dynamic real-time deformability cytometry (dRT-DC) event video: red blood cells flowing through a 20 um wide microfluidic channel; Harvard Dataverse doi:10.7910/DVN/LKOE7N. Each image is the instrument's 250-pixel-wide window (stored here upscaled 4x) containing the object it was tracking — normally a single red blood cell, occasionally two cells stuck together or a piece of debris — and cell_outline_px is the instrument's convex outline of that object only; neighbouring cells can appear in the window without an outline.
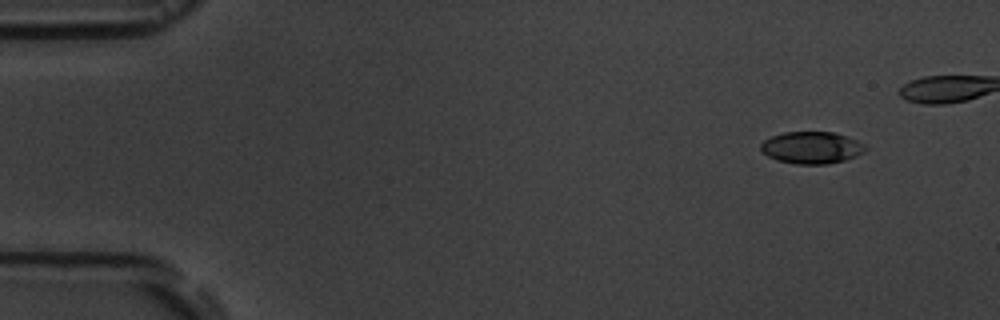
{"species": "common noctule bat (a hibernating species)", "species_latin": "Nyctalus noctula", "temperature_condition": "room temperature", "stored_images_in_passage": 8, "camera_frame_rate_fps": 3000, "um_per_image_px": 0.085, "animal": {"sex": "male", "body_mass_g": 19.5, "forearm_length_mm": 54.6}, "frame": {"image": 1, "passage_image": 2, "time_ms": 1.333, "image_size_px": [1000, 320], "cell_outline_px": [[868, 148], [864, 152], [856, 156], [844, 160], [828, 164], [796, 164], [776, 160], [768, 156], [760, 148], [760, 144], [764, 140], [772, 136], [784, 132], [836, 132], [848, 136], [864, 144]], "centroid_in_image_um": [69.01, 12.54], "position_along_channel_um": 16.0, "area_um2": 19.59}}
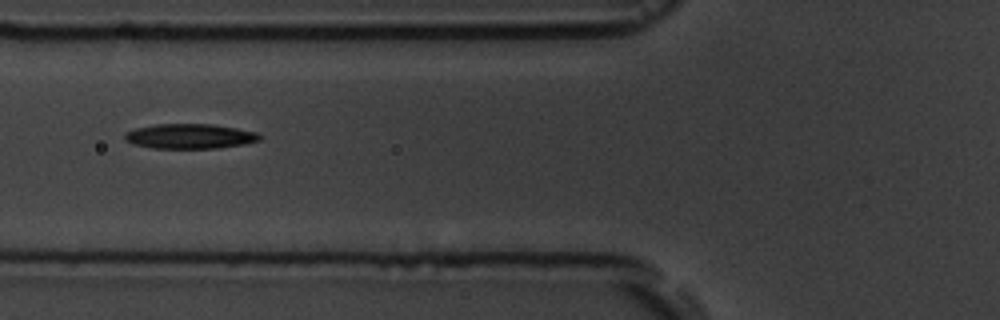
{"frame": {"image": 2, "passage_image": 7, "time_ms": 8.667, "image_size_px": [1000, 320], "cell_outline_px": [[260, 140], [244, 144], [220, 148], [152, 148], [132, 144], [124, 140], [124, 132], [136, 128], [156, 124], [212, 124], [236, 128], [256, 132], [260, 136]], "centroid_in_image_um": [16.09, 11.58], "position_along_channel_um": 109.7, "area_um2": 19.59}}
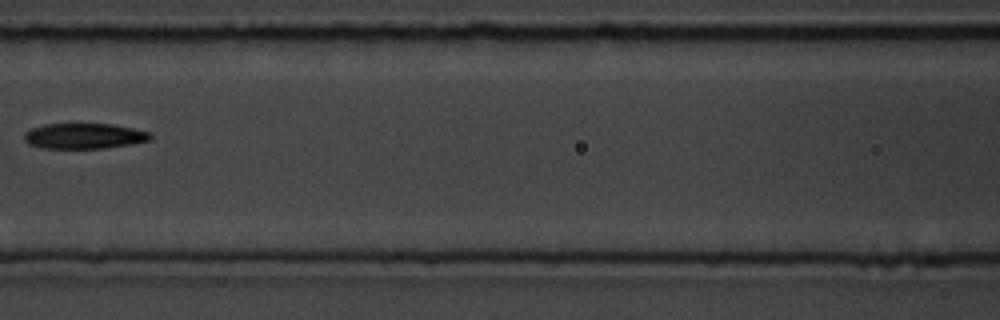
{"frame": {"image": 3, "passage_image": 8, "time_ms": 10.0, "image_size_px": [1000, 320], "cell_outline_px": [[152, 140], [132, 144], [104, 148], [44, 148], [28, 144], [24, 140], [24, 132], [32, 128], [44, 124], [112, 124], [152, 132]], "centroid_in_image_um": [7.18, 11.56], "position_along_channel_um": 159.4, "area_um2": 18.84}}